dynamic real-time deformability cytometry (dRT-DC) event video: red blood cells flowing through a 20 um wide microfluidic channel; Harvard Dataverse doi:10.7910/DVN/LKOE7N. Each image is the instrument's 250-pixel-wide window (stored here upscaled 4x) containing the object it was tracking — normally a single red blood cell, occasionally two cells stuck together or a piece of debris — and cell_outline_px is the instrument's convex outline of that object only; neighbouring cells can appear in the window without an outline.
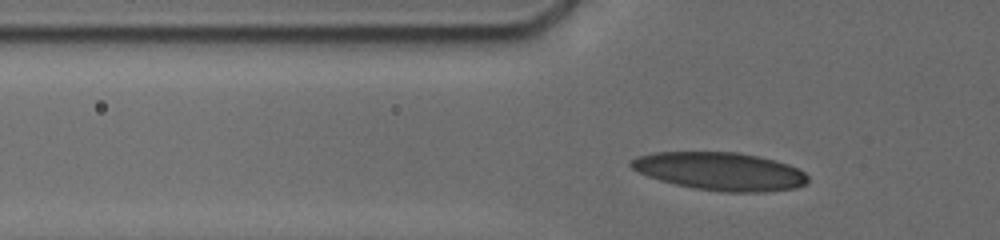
{"species": "human", "species_latin": "Homo sapiens", "temperature_condition": "cold", "stored_images_in_passage": 33, "camera_frame_rate_fps": 3000, "um_per_image_px": 0.085, "donor": {"sex": "male"}, "frame": {"image": 1, "passage_image": 5, "time_ms": 1.333, "image_size_px": [1000, 240], "cell_outline_px": [[808, 180], [804, 184], [796, 188], [764, 192], [724, 192], [692, 188], [660, 180], [648, 176], [632, 168], [628, 164], [628, 160], [640, 156], [656, 152], [736, 152], [760, 156], [788, 164], [804, 172], [808, 176]], "centroid_in_image_um": [61.21, 14.56], "position_along_channel_um": 64.6, "area_um2": 39.13}}
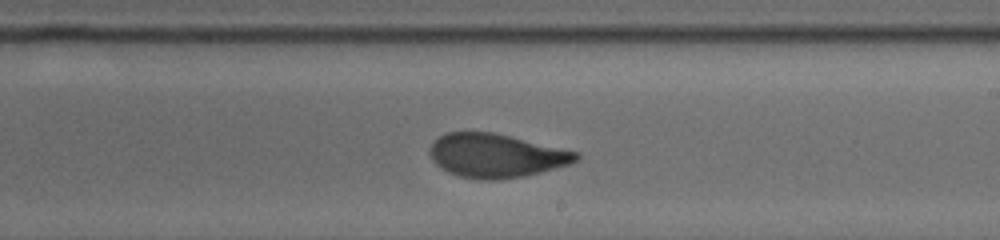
{"frame": {"image": 2, "passage_image": 20, "time_ms": 6.333, "image_size_px": [1000, 240], "cell_outline_px": [[580, 156], [576, 160], [568, 164], [540, 172], [524, 176], [500, 180], [484, 180], [460, 176], [448, 172], [436, 164], [432, 160], [428, 152], [428, 148], [444, 132], [492, 132], [580, 152]], "centroid_in_image_um": [42.14, 13.23], "position_along_channel_um": 246.9, "area_um2": 37.17}}
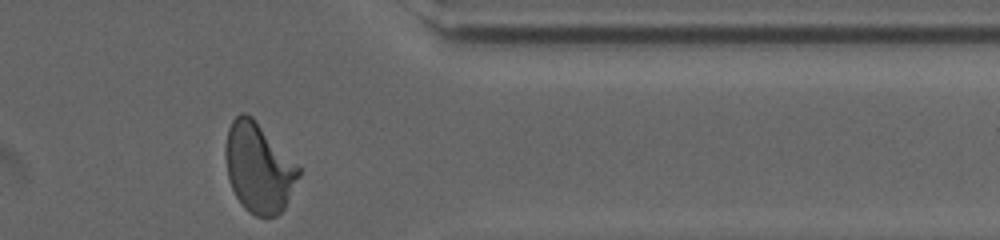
{"frame": {"image": 3, "passage_image": 33, "time_ms": 10.333, "image_size_px": [1000, 240], "cell_outline_px": [[300, 176], [284, 208], [276, 216], [256, 216], [248, 212], [244, 208], [236, 196], [232, 188], [228, 176], [224, 152], [224, 148], [228, 128], [232, 120], [240, 112], [244, 112], [252, 116], [300, 168]], "centroid_in_image_um": [21.96, 14.25], "position_along_channel_um": 389.4, "area_um2": 37.97}, "authors_computed_cell_mechanics": {"area_um2": 37.7434, "velocity_mm_per_s": 3.7614, "shape_relaxation_time_tau1_ms": 5.5348, "shape_relaxation_time_tau2_ms": 1.0144, "deformation_change_tau1": 0.2002, "deformation_change_tau2": 0.0766}}